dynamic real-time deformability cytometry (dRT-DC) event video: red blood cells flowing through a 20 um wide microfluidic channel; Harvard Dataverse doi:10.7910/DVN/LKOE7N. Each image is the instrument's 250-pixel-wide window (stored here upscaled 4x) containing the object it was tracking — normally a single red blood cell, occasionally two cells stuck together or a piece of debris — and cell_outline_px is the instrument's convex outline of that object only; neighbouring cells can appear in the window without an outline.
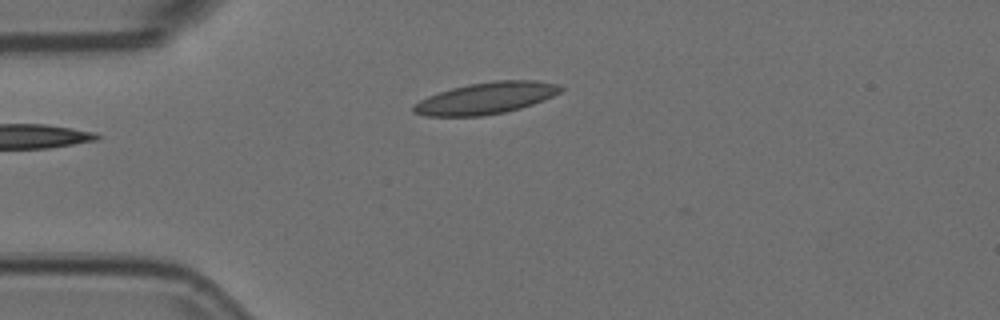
{"species": "Egyptian fruit bat (a non-hibernating species)", "species_latin": "Rousettus aegyptiacus", "temperature_condition": "room temperature", "stored_images_in_passage": 5, "camera_frame_rate_fps": 3000, "um_per_image_px": 0.085, "animal": {"sex": "female"}, "frame": {"image": 1, "passage_image": 5, "time_ms": 1.333, "image_size_px": [1000, 320], "cell_outline_px": [[564, 88], [560, 92], [544, 100], [520, 108], [504, 112], [480, 116], [424, 116], [412, 112], [412, 104], [428, 96], [452, 88], [468, 84], [496, 80], [536, 80], [560, 84]], "centroid_in_image_um": [41.3, 8.34], "position_along_channel_um": 43.7, "area_um2": 27.17}}